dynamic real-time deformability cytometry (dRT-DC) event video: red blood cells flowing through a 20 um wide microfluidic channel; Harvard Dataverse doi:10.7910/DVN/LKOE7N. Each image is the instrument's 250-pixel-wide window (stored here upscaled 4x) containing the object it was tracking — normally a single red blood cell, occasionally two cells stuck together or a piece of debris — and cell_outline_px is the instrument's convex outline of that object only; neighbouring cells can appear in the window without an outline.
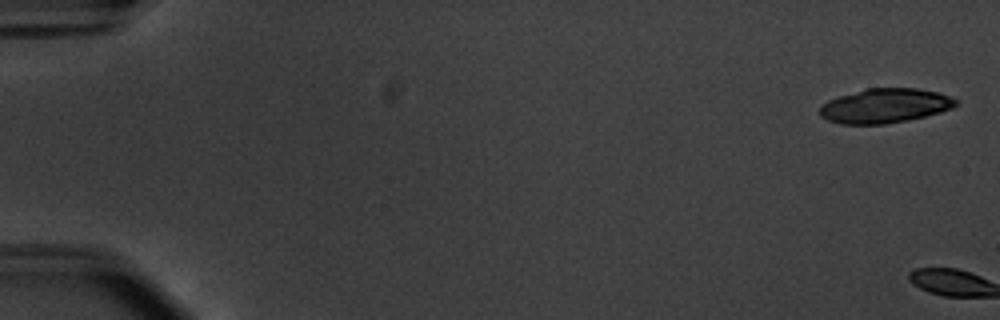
{"species": "common noctule bat (a hibernating species)", "species_latin": "Nyctalus noctula", "temperature_condition": "warm", "stored_images_in_passage": 3, "camera_frame_rate_fps": 3000, "um_per_image_px": 0.085, "animal": {"sex": "male", "body_mass_g": 20.1, "forearm_length_mm": 53.5}, "frame": {"image": 1, "passage_image": 1, "time_ms": 0.0, "image_size_px": [1000, 320], "cell_outline_px": [[960, 104], [952, 108], [940, 112], [908, 120], [884, 124], [840, 124], [828, 120], [820, 116], [820, 104], [828, 100], [864, 88], [916, 88], [936, 92], [960, 100]], "centroid_in_image_um": [75.22, 8.99], "position_along_channel_um": 9.8, "area_um2": 27.4}}